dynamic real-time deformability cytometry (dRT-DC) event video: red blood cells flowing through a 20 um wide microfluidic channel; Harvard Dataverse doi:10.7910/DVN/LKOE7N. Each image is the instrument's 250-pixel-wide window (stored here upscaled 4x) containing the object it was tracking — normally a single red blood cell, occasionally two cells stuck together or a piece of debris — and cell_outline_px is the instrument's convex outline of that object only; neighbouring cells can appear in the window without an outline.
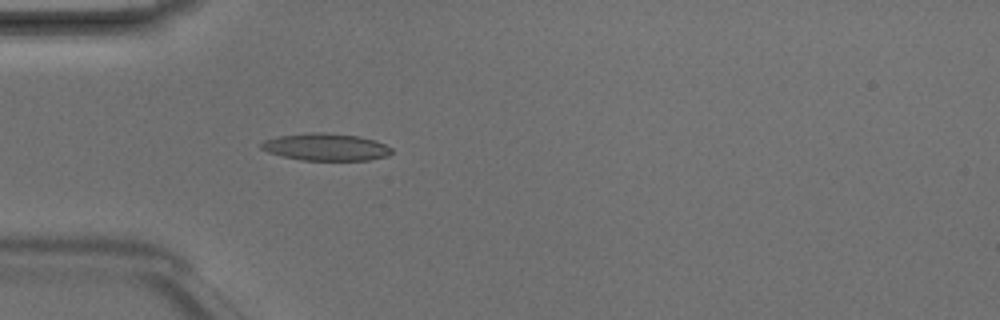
{"species": "Egyptian fruit bat (a non-hibernating species)", "species_latin": "Rousettus aegyptiacus", "temperature_condition": "room temperature", "stored_images_in_passage": 4, "camera_frame_rate_fps": 3000, "um_per_image_px": 0.085, "animal": {"sex": "male"}, "frame": {"image": 1, "passage_image": 4, "time_ms": 1.0, "image_size_px": [1000, 320], "cell_outline_px": [[392, 152], [388, 156], [368, 160], [300, 160], [268, 152], [260, 148], [260, 144], [264, 140], [280, 136], [312, 132], [320, 132], [356, 136], [376, 140], [392, 148]], "centroid_in_image_um": [27.71, 12.5], "position_along_channel_um": 57.3, "area_um2": 20.52}}